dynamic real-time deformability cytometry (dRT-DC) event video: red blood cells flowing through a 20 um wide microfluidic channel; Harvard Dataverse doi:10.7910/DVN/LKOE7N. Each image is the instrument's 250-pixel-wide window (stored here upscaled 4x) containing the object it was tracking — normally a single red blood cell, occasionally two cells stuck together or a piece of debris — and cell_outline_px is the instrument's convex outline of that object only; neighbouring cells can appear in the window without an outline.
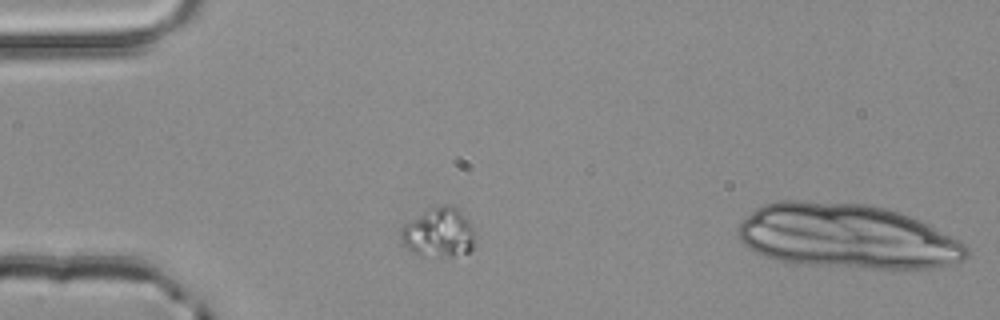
{"species": "common noctule bat (a hibernating species)", "species_latin": "Nyctalus noctula", "temperature_condition": "room temperature", "stored_images_in_passage": 2, "camera_frame_rate_fps": 3000, "um_per_image_px": 0.085, "animal": {"sex": "male", "body_mass_g": 20.4}, "frame": {"image": 1, "passage_image": 1, "time_ms": 0.0, "image_size_px": [1000, 320], "cell_outline_px": [[472, 248], [468, 252], [452, 256], [420, 256], [408, 252], [400, 240], [400, 228], [404, 224], [424, 212], [432, 208], [444, 204], [448, 204], [456, 208], [464, 216], [472, 228]], "centroid_in_image_um": [37.2, 19.81], "position_along_channel_um": 47.8, "area_um2": 21.1}}